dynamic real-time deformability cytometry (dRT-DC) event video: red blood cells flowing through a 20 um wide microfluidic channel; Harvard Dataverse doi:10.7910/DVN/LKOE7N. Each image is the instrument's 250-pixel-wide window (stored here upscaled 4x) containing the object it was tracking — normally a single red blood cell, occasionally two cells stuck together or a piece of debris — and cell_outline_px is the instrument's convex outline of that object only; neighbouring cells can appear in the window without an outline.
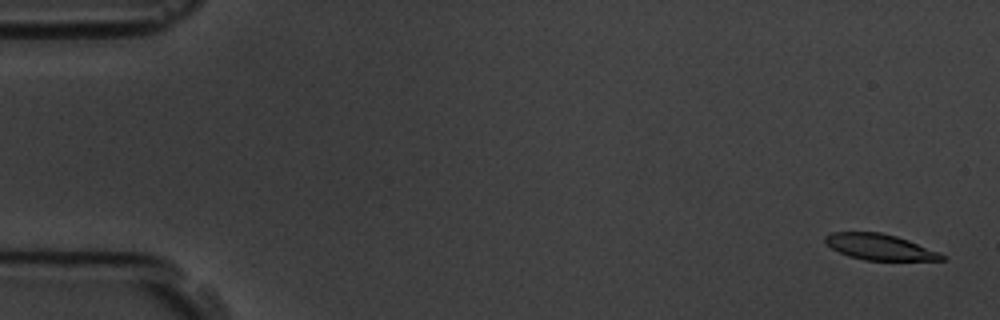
{"species": "common noctule bat (a hibernating species)", "species_latin": "Nyctalus noctula", "temperature_condition": "room temperature", "stored_images_in_passage": 5, "camera_frame_rate_fps": 3000, "um_per_image_px": 0.085, "animal": {"sex": "male", "body_mass_g": 19.5, "forearm_length_mm": 54.6}, "frame": {"image": 1, "passage_image": 1, "time_ms": 0.0, "image_size_px": [1000, 320], "cell_outline_px": [[944, 260], [864, 260], [848, 256], [832, 248], [824, 240], [824, 236], [832, 232], [880, 232], [896, 236], [908, 240], [940, 252], [944, 256]], "centroid_in_image_um": [74.76, 20.99], "position_along_channel_um": 10.2, "area_um2": 17.46}}
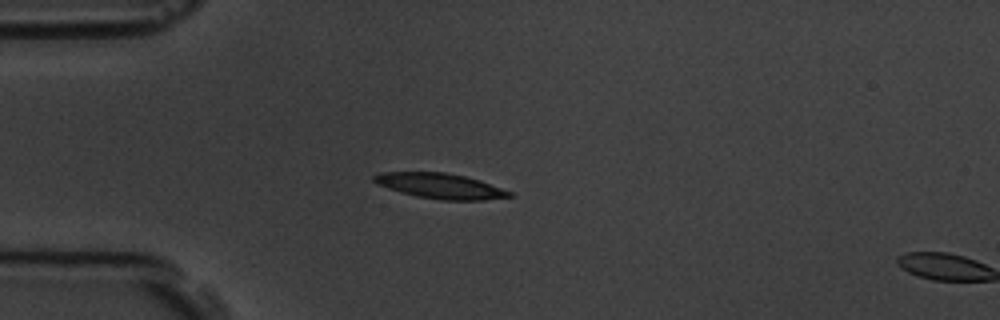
{"frame": {"image": 2, "passage_image": 4, "time_ms": 4.333, "image_size_px": [1000, 320], "cell_outline_px": [[516, 196], [484, 200], [440, 200], [416, 196], [400, 192], [388, 188], [372, 180], [372, 176], [380, 172], [444, 172], [464, 176], [480, 180], [512, 192]], "centroid_in_image_um": [37.45, 15.81], "position_along_channel_um": 47.6, "area_um2": 19.94}}